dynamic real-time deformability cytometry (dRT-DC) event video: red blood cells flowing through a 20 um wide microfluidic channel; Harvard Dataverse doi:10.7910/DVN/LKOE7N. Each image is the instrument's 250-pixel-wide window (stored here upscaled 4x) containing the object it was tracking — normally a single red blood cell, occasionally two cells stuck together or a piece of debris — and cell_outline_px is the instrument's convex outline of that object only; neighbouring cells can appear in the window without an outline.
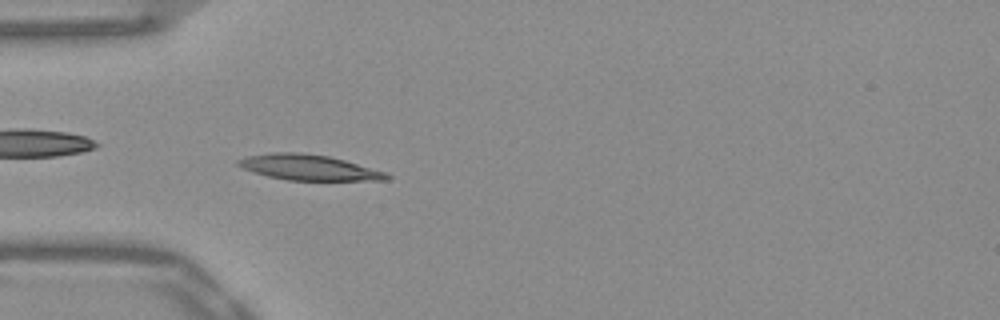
{"species": "Egyptian fruit bat (a non-hibernating species)", "species_latin": "Rousettus aegyptiacus", "temperature_condition": "warm", "stored_images_in_passage": 40, "camera_frame_rate_fps": 3000, "um_per_image_px": 0.085, "frame": {"image": 1, "passage_image": 3, "time_ms": 0.667, "image_size_px": [1000, 320], "cell_outline_px": [[392, 176], [388, 180], [288, 180], [268, 176], [244, 168], [236, 164], [236, 160], [248, 156], [272, 152], [296, 152], [328, 156], [344, 160], [388, 172]], "centroid_in_image_um": [26.29, 14.23], "position_along_channel_um": 58.7, "area_um2": 21.91}}
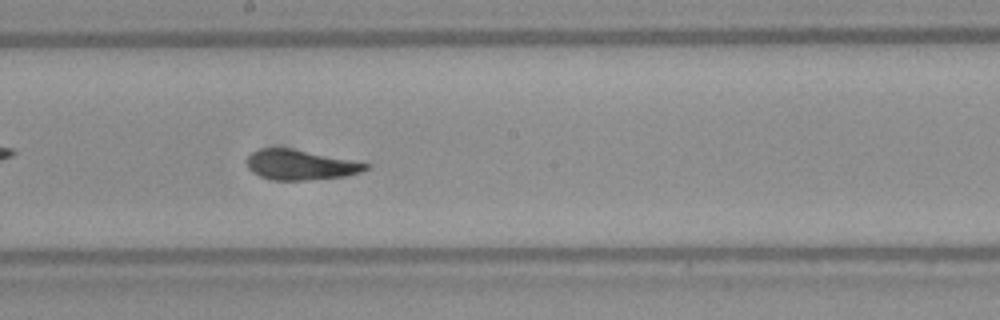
{"frame": {"image": 2, "passage_image": 16, "time_ms": 5.0, "image_size_px": [1000, 320], "cell_outline_px": [[372, 164], [368, 168], [360, 172], [344, 176], [308, 180], [272, 180], [260, 176], [252, 172], [244, 164], [244, 160], [252, 152], [260, 148], [292, 148]], "centroid_in_image_um": [25.48, 14.01], "position_along_channel_um": 222.7, "area_um2": 20.98}}
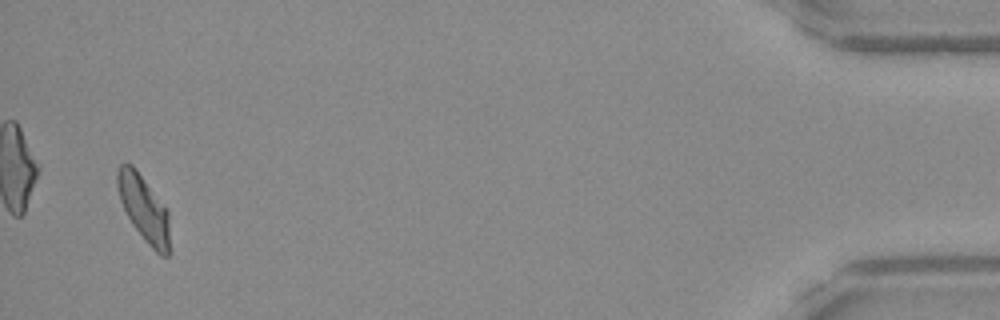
{"frame": {"image": 3, "passage_image": 38, "time_ms": 12.333, "image_size_px": [1000, 320], "cell_outline_px": [[172, 252], [168, 256], [160, 256], [144, 240], [132, 224], [120, 200], [116, 184], [116, 168], [120, 164], [132, 164], [168, 208]], "centroid_in_image_um": [12.28, 17.77], "position_along_channel_um": 422.9, "area_um2": 20.81}, "authors_computed_cell_mechanics": {"area_um2": 20.519, "velocity_mm_per_s": 3.8596, "shape_relaxation_time_tau1_ms": 5.2637, "shape_relaxation_time_tau2_ms": 1.9311, "deformation_change_tau1": 0.1796, "deformation_change_tau2": 0.085}}